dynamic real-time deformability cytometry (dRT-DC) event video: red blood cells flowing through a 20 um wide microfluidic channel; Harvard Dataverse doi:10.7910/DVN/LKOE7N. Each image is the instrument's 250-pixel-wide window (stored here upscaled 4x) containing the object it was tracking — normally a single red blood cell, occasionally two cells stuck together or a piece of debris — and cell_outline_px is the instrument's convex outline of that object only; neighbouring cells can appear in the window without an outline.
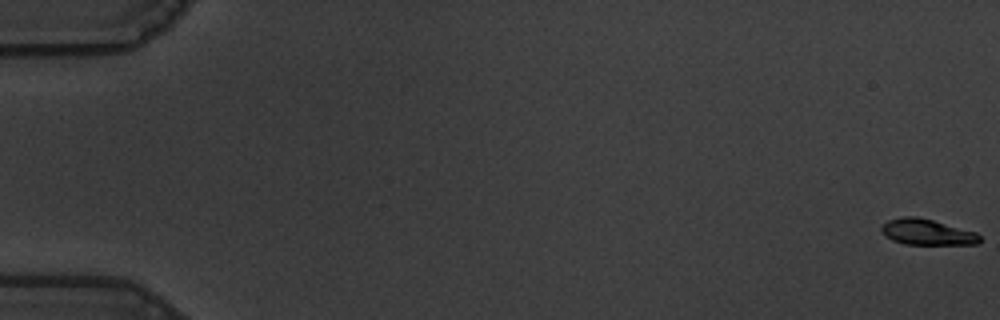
{"species": "common noctule bat (a hibernating species)", "species_latin": "Nyctalus noctula", "temperature_condition": "warm", "stored_images_in_passage": 59, "camera_frame_rate_fps": 3000, "um_per_image_px": 0.085, "animal": {"sex": "male", "body_mass_g": 19.5, "forearm_length_mm": 54.6}, "frame": {"image": 1, "passage_image": 1, "time_ms": 0.0, "image_size_px": [1000, 320], "cell_outline_px": [[980, 240], [976, 244], [904, 244], [892, 240], [880, 232], [880, 228], [888, 220], [904, 216], [916, 216], [932, 220], [976, 232], [980, 236]], "centroid_in_image_um": [78.76, 19.72], "position_along_channel_um": 6.2, "area_um2": 14.68}}
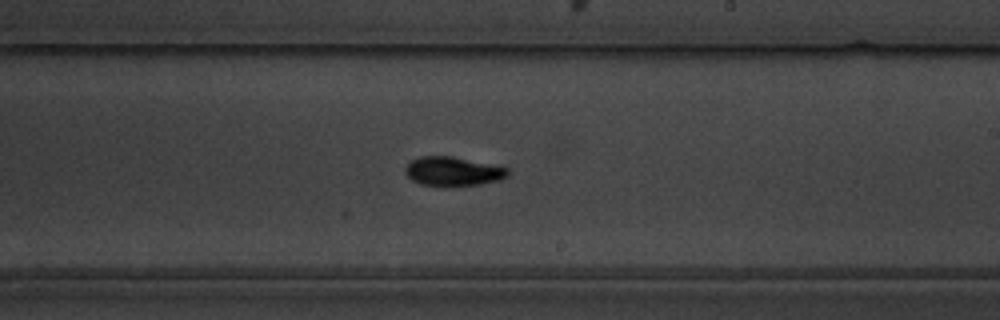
{"frame": {"image": 2, "passage_image": 36, "time_ms": 11.667, "image_size_px": [1000, 320], "cell_outline_px": [[508, 176], [500, 180], [480, 184], [444, 188], [420, 184], [412, 180], [404, 172], [404, 168], [412, 160], [420, 156], [452, 156], [500, 164], [508, 168]], "centroid_in_image_um": [38.54, 14.58], "position_along_channel_um": 250.5, "area_um2": 18.15}}
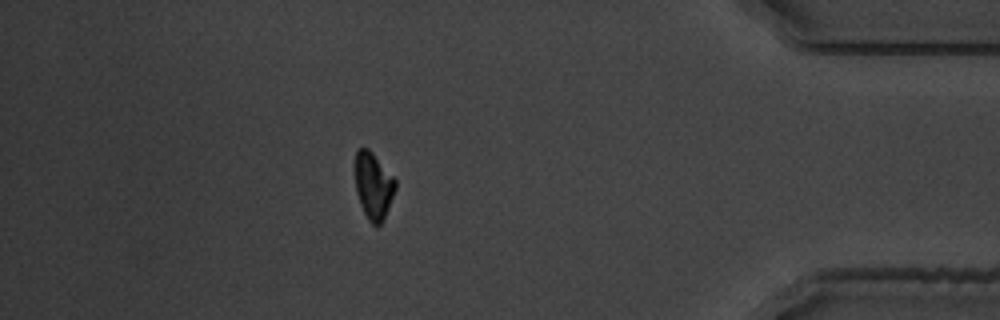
{"frame": {"image": 3, "passage_image": 52, "time_ms": 17.0, "image_size_px": [1000, 320], "cell_outline_px": [[396, 188], [384, 220], [380, 224], [372, 224], [368, 220], [360, 204], [356, 192], [352, 168], [356, 148], [368, 148], [372, 152], [396, 180]], "centroid_in_image_um": [31.68, 15.74], "position_along_channel_um": 403.5, "area_um2": 16.13}, "authors_computed_cell_mechanics": {"area_um2": 16.2418, "velocity_mm_per_s": 3.5698, "shape_relaxation_time_tau1_ms": 2.0684, "shape_relaxation_time_tau2_ms": null, "deformation_change_tau1": 0.1191, "deformation_change_tau2": null}}